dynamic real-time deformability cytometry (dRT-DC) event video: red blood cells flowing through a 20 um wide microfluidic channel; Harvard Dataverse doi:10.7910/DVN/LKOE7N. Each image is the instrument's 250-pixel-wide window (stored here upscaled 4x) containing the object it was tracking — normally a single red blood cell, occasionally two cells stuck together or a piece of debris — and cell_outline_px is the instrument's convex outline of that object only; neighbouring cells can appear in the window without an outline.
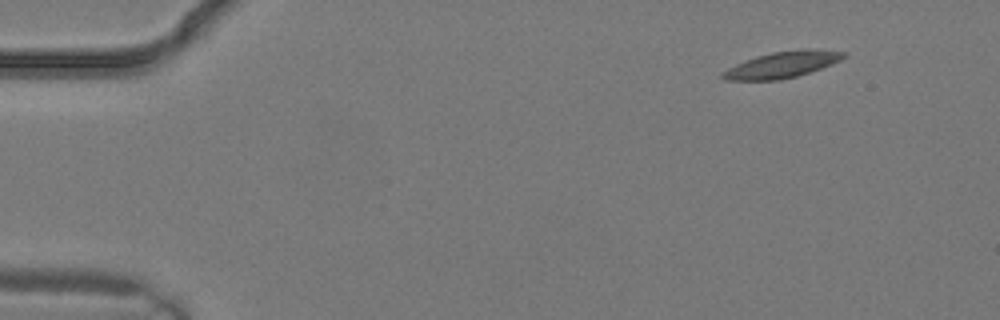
{"species": "common noctule bat (a hibernating species)", "species_latin": "Nyctalus noctula", "temperature_condition": "warm", "stored_images_in_passage": 2, "camera_frame_rate_fps": 3000, "um_per_image_px": 0.085, "animal": {"sex": "male", "body_mass_g": 19.2, "forearm_length_mm": 51.8}, "frame": {"image": 1, "passage_image": 2, "time_ms": 0.333, "image_size_px": [1000, 320], "cell_outline_px": [[848, 56], [832, 64], [796, 76], [780, 80], [724, 80], [720, 76], [720, 72], [744, 60], [756, 56], [772, 52], [804, 48], [808, 48], [848, 52]], "centroid_in_image_um": [66.49, 5.48], "position_along_channel_um": 18.5, "area_um2": 18.67}}